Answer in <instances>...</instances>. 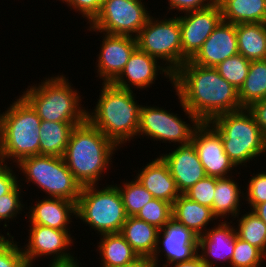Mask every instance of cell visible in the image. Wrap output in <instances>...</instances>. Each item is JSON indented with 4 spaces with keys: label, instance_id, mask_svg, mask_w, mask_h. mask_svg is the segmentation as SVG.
<instances>
[{
    "label": "cell",
    "instance_id": "6da1fadb",
    "mask_svg": "<svg viewBox=\"0 0 266 267\" xmlns=\"http://www.w3.org/2000/svg\"><path fill=\"white\" fill-rule=\"evenodd\" d=\"M173 88L183 105L201 122L243 109L238 90L214 67L186 61L173 74Z\"/></svg>",
    "mask_w": 266,
    "mask_h": 267
},
{
    "label": "cell",
    "instance_id": "7a4b0ae2",
    "mask_svg": "<svg viewBox=\"0 0 266 267\" xmlns=\"http://www.w3.org/2000/svg\"><path fill=\"white\" fill-rule=\"evenodd\" d=\"M118 147L86 120L73 128L63 159L81 186L97 185L113 165Z\"/></svg>",
    "mask_w": 266,
    "mask_h": 267
},
{
    "label": "cell",
    "instance_id": "3957f363",
    "mask_svg": "<svg viewBox=\"0 0 266 267\" xmlns=\"http://www.w3.org/2000/svg\"><path fill=\"white\" fill-rule=\"evenodd\" d=\"M101 85L96 106L91 111L87 110V120L123 148L127 141L137 138L143 104L137 102L134 91L113 84Z\"/></svg>",
    "mask_w": 266,
    "mask_h": 267
},
{
    "label": "cell",
    "instance_id": "277c9868",
    "mask_svg": "<svg viewBox=\"0 0 266 267\" xmlns=\"http://www.w3.org/2000/svg\"><path fill=\"white\" fill-rule=\"evenodd\" d=\"M59 75L44 77L38 85H29L21 96L32 106L41 120L83 123L87 120L88 108L81 104L82 95L72 87L73 84L66 75Z\"/></svg>",
    "mask_w": 266,
    "mask_h": 267
},
{
    "label": "cell",
    "instance_id": "5b68a950",
    "mask_svg": "<svg viewBox=\"0 0 266 267\" xmlns=\"http://www.w3.org/2000/svg\"><path fill=\"white\" fill-rule=\"evenodd\" d=\"M41 121L21 95L0 113V157L3 163L11 161L9 164L14 163V166L25 157L40 155Z\"/></svg>",
    "mask_w": 266,
    "mask_h": 267
},
{
    "label": "cell",
    "instance_id": "8992f818",
    "mask_svg": "<svg viewBox=\"0 0 266 267\" xmlns=\"http://www.w3.org/2000/svg\"><path fill=\"white\" fill-rule=\"evenodd\" d=\"M207 123L221 136L225 153L236 167L265 157L266 139L247 108L217 115Z\"/></svg>",
    "mask_w": 266,
    "mask_h": 267
},
{
    "label": "cell",
    "instance_id": "52a82bcc",
    "mask_svg": "<svg viewBox=\"0 0 266 267\" xmlns=\"http://www.w3.org/2000/svg\"><path fill=\"white\" fill-rule=\"evenodd\" d=\"M103 187L100 189L99 184L82 186L76 203V218L99 236L120 233L127 218L121 194L114 182Z\"/></svg>",
    "mask_w": 266,
    "mask_h": 267
},
{
    "label": "cell",
    "instance_id": "ba28073f",
    "mask_svg": "<svg viewBox=\"0 0 266 267\" xmlns=\"http://www.w3.org/2000/svg\"><path fill=\"white\" fill-rule=\"evenodd\" d=\"M15 168L24 176L26 185L34 184L45 197L62 198L69 201L77 200L82 186L74 178L63 157L53 155H35L21 159Z\"/></svg>",
    "mask_w": 266,
    "mask_h": 267
},
{
    "label": "cell",
    "instance_id": "9c48e42d",
    "mask_svg": "<svg viewBox=\"0 0 266 267\" xmlns=\"http://www.w3.org/2000/svg\"><path fill=\"white\" fill-rule=\"evenodd\" d=\"M159 20L150 16L136 36L137 47L158 59L174 74L182 66V45L177 14Z\"/></svg>",
    "mask_w": 266,
    "mask_h": 267
},
{
    "label": "cell",
    "instance_id": "30bf717a",
    "mask_svg": "<svg viewBox=\"0 0 266 267\" xmlns=\"http://www.w3.org/2000/svg\"><path fill=\"white\" fill-rule=\"evenodd\" d=\"M178 102L181 109L185 112L189 120L185 122L179 114H174L170 110L157 107L156 105H143L141 108L139 127L137 136L150 138L153 141H160L162 143L168 142L173 145H181L192 140L194 130L200 125V121L183 105L179 96Z\"/></svg>",
    "mask_w": 266,
    "mask_h": 267
},
{
    "label": "cell",
    "instance_id": "8fae6325",
    "mask_svg": "<svg viewBox=\"0 0 266 267\" xmlns=\"http://www.w3.org/2000/svg\"><path fill=\"white\" fill-rule=\"evenodd\" d=\"M143 0H104L90 32L136 37L151 16Z\"/></svg>",
    "mask_w": 266,
    "mask_h": 267
},
{
    "label": "cell",
    "instance_id": "7c38bea8",
    "mask_svg": "<svg viewBox=\"0 0 266 267\" xmlns=\"http://www.w3.org/2000/svg\"><path fill=\"white\" fill-rule=\"evenodd\" d=\"M28 227V242L22 246L28 267H34L38 257L44 255L49 256L51 260L48 266L52 267L82 264L69 250L75 240L70 230H58L39 224H29Z\"/></svg>",
    "mask_w": 266,
    "mask_h": 267
},
{
    "label": "cell",
    "instance_id": "4fadbf2b",
    "mask_svg": "<svg viewBox=\"0 0 266 267\" xmlns=\"http://www.w3.org/2000/svg\"><path fill=\"white\" fill-rule=\"evenodd\" d=\"M182 45V65L191 60L202 47L217 25L222 21V10L218 2L201 9L179 14Z\"/></svg>",
    "mask_w": 266,
    "mask_h": 267
},
{
    "label": "cell",
    "instance_id": "5bb4252c",
    "mask_svg": "<svg viewBox=\"0 0 266 267\" xmlns=\"http://www.w3.org/2000/svg\"><path fill=\"white\" fill-rule=\"evenodd\" d=\"M198 240L197 234L172 218L159 230L156 249L151 260L157 267L161 266L158 263L161 264L159 257H163V254L166 260L162 267L189 261L198 255Z\"/></svg>",
    "mask_w": 266,
    "mask_h": 267
},
{
    "label": "cell",
    "instance_id": "9a60e30c",
    "mask_svg": "<svg viewBox=\"0 0 266 267\" xmlns=\"http://www.w3.org/2000/svg\"><path fill=\"white\" fill-rule=\"evenodd\" d=\"M192 141L206 176H231L237 167L225 153L221 136L208 124L200 123L194 130Z\"/></svg>",
    "mask_w": 266,
    "mask_h": 267
},
{
    "label": "cell",
    "instance_id": "2e32d148",
    "mask_svg": "<svg viewBox=\"0 0 266 267\" xmlns=\"http://www.w3.org/2000/svg\"><path fill=\"white\" fill-rule=\"evenodd\" d=\"M160 74L169 79L168 81H171L170 83L173 85L172 72L158 59L137 47L127 61L124 70L112 84L124 90L133 91V87L135 90H146L153 86L152 84L158 80L157 77Z\"/></svg>",
    "mask_w": 266,
    "mask_h": 267
},
{
    "label": "cell",
    "instance_id": "e0dca14e",
    "mask_svg": "<svg viewBox=\"0 0 266 267\" xmlns=\"http://www.w3.org/2000/svg\"><path fill=\"white\" fill-rule=\"evenodd\" d=\"M102 41L96 62L98 77L103 84H112L124 70L127 61L137 48L136 37L101 33Z\"/></svg>",
    "mask_w": 266,
    "mask_h": 267
},
{
    "label": "cell",
    "instance_id": "ac0fdd59",
    "mask_svg": "<svg viewBox=\"0 0 266 267\" xmlns=\"http://www.w3.org/2000/svg\"><path fill=\"white\" fill-rule=\"evenodd\" d=\"M177 146L173 150L169 149L171 152H163L159 156L168 165L178 191L184 194L206 174L192 140Z\"/></svg>",
    "mask_w": 266,
    "mask_h": 267
},
{
    "label": "cell",
    "instance_id": "d6986e66",
    "mask_svg": "<svg viewBox=\"0 0 266 267\" xmlns=\"http://www.w3.org/2000/svg\"><path fill=\"white\" fill-rule=\"evenodd\" d=\"M213 223L214 227L212 226L210 229L209 226L205 233L199 236L198 255L207 267H218L216 266L217 261H220V263H226L227 261L231 265L237 238L236 229L232 224L233 221L225 220ZM212 259H215L213 260L215 262L211 261Z\"/></svg>",
    "mask_w": 266,
    "mask_h": 267
},
{
    "label": "cell",
    "instance_id": "ffe728a7",
    "mask_svg": "<svg viewBox=\"0 0 266 267\" xmlns=\"http://www.w3.org/2000/svg\"><path fill=\"white\" fill-rule=\"evenodd\" d=\"M238 53L236 25L221 21L190 61L196 65L215 68Z\"/></svg>",
    "mask_w": 266,
    "mask_h": 267
},
{
    "label": "cell",
    "instance_id": "44dd1931",
    "mask_svg": "<svg viewBox=\"0 0 266 267\" xmlns=\"http://www.w3.org/2000/svg\"><path fill=\"white\" fill-rule=\"evenodd\" d=\"M28 215L30 224H39L42 226L58 229L70 230L72 218L76 217V202L62 198L45 197L39 199L33 206H28Z\"/></svg>",
    "mask_w": 266,
    "mask_h": 267
},
{
    "label": "cell",
    "instance_id": "7402d4cb",
    "mask_svg": "<svg viewBox=\"0 0 266 267\" xmlns=\"http://www.w3.org/2000/svg\"><path fill=\"white\" fill-rule=\"evenodd\" d=\"M142 167L135 176L137 180L154 198L173 204L181 193L178 191L175 180L164 160L157 156Z\"/></svg>",
    "mask_w": 266,
    "mask_h": 267
},
{
    "label": "cell",
    "instance_id": "603a6c76",
    "mask_svg": "<svg viewBox=\"0 0 266 267\" xmlns=\"http://www.w3.org/2000/svg\"><path fill=\"white\" fill-rule=\"evenodd\" d=\"M233 176L217 178L211 209L215 218L219 219L218 221H220V218L223 221L225 219L228 221L230 216V218L236 220L235 218L242 214L240 206L241 199L244 200V191L241 189V185L239 186V183L235 181V176Z\"/></svg>",
    "mask_w": 266,
    "mask_h": 267
},
{
    "label": "cell",
    "instance_id": "cb8c5ba5",
    "mask_svg": "<svg viewBox=\"0 0 266 267\" xmlns=\"http://www.w3.org/2000/svg\"><path fill=\"white\" fill-rule=\"evenodd\" d=\"M172 218L198 236L205 233L209 223L217 220L210 207L194 202L185 194H180L173 202Z\"/></svg>",
    "mask_w": 266,
    "mask_h": 267
},
{
    "label": "cell",
    "instance_id": "d4e9b609",
    "mask_svg": "<svg viewBox=\"0 0 266 267\" xmlns=\"http://www.w3.org/2000/svg\"><path fill=\"white\" fill-rule=\"evenodd\" d=\"M139 257H152L159 229L135 216H127L120 232Z\"/></svg>",
    "mask_w": 266,
    "mask_h": 267
},
{
    "label": "cell",
    "instance_id": "484cf974",
    "mask_svg": "<svg viewBox=\"0 0 266 267\" xmlns=\"http://www.w3.org/2000/svg\"><path fill=\"white\" fill-rule=\"evenodd\" d=\"M99 237L96 250L101 267H123L139 258L121 233L103 234Z\"/></svg>",
    "mask_w": 266,
    "mask_h": 267
},
{
    "label": "cell",
    "instance_id": "4316f807",
    "mask_svg": "<svg viewBox=\"0 0 266 267\" xmlns=\"http://www.w3.org/2000/svg\"><path fill=\"white\" fill-rule=\"evenodd\" d=\"M238 52L249 61L266 60V23L236 24Z\"/></svg>",
    "mask_w": 266,
    "mask_h": 267
},
{
    "label": "cell",
    "instance_id": "83f0119b",
    "mask_svg": "<svg viewBox=\"0 0 266 267\" xmlns=\"http://www.w3.org/2000/svg\"><path fill=\"white\" fill-rule=\"evenodd\" d=\"M222 21L233 24L266 23L265 0H217Z\"/></svg>",
    "mask_w": 266,
    "mask_h": 267
},
{
    "label": "cell",
    "instance_id": "f1b7e54d",
    "mask_svg": "<svg viewBox=\"0 0 266 267\" xmlns=\"http://www.w3.org/2000/svg\"><path fill=\"white\" fill-rule=\"evenodd\" d=\"M81 123H60L42 120L40 155L63 157L73 128Z\"/></svg>",
    "mask_w": 266,
    "mask_h": 267
},
{
    "label": "cell",
    "instance_id": "f546056e",
    "mask_svg": "<svg viewBox=\"0 0 266 267\" xmlns=\"http://www.w3.org/2000/svg\"><path fill=\"white\" fill-rule=\"evenodd\" d=\"M242 108L266 98V60L251 61L248 75L238 90Z\"/></svg>",
    "mask_w": 266,
    "mask_h": 267
},
{
    "label": "cell",
    "instance_id": "4dcf8cb0",
    "mask_svg": "<svg viewBox=\"0 0 266 267\" xmlns=\"http://www.w3.org/2000/svg\"><path fill=\"white\" fill-rule=\"evenodd\" d=\"M237 237L251 245L259 248L266 255V224L257 216L255 212L249 210L236 217Z\"/></svg>",
    "mask_w": 266,
    "mask_h": 267
},
{
    "label": "cell",
    "instance_id": "1f68e13d",
    "mask_svg": "<svg viewBox=\"0 0 266 267\" xmlns=\"http://www.w3.org/2000/svg\"><path fill=\"white\" fill-rule=\"evenodd\" d=\"M123 185L115 184L121 194L124 209L127 216H136L137 213L154 197L153 195L134 177L127 180Z\"/></svg>",
    "mask_w": 266,
    "mask_h": 267
},
{
    "label": "cell",
    "instance_id": "d6a6232c",
    "mask_svg": "<svg viewBox=\"0 0 266 267\" xmlns=\"http://www.w3.org/2000/svg\"><path fill=\"white\" fill-rule=\"evenodd\" d=\"M250 62L251 61L238 53L227 58L215 68L225 80L239 90L248 75Z\"/></svg>",
    "mask_w": 266,
    "mask_h": 267
},
{
    "label": "cell",
    "instance_id": "836d02e7",
    "mask_svg": "<svg viewBox=\"0 0 266 267\" xmlns=\"http://www.w3.org/2000/svg\"><path fill=\"white\" fill-rule=\"evenodd\" d=\"M159 230L172 219V204L153 198L135 216Z\"/></svg>",
    "mask_w": 266,
    "mask_h": 267
},
{
    "label": "cell",
    "instance_id": "e575fe53",
    "mask_svg": "<svg viewBox=\"0 0 266 267\" xmlns=\"http://www.w3.org/2000/svg\"><path fill=\"white\" fill-rule=\"evenodd\" d=\"M21 178L19 179V183L7 194L0 196V224L4 223V228L6 229L11 220L17 219V215H20L21 211L28 210L27 204H23V198L21 193H25L22 191L25 183H21ZM8 220V221H6ZM10 220V221H9Z\"/></svg>",
    "mask_w": 266,
    "mask_h": 267
},
{
    "label": "cell",
    "instance_id": "d590c367",
    "mask_svg": "<svg viewBox=\"0 0 266 267\" xmlns=\"http://www.w3.org/2000/svg\"><path fill=\"white\" fill-rule=\"evenodd\" d=\"M263 259L266 255L259 248L237 237L229 267H261Z\"/></svg>",
    "mask_w": 266,
    "mask_h": 267
},
{
    "label": "cell",
    "instance_id": "8d00e7d4",
    "mask_svg": "<svg viewBox=\"0 0 266 267\" xmlns=\"http://www.w3.org/2000/svg\"><path fill=\"white\" fill-rule=\"evenodd\" d=\"M0 232V267H28L19 242L7 231ZM20 246V247H19Z\"/></svg>",
    "mask_w": 266,
    "mask_h": 267
},
{
    "label": "cell",
    "instance_id": "74e56055",
    "mask_svg": "<svg viewBox=\"0 0 266 267\" xmlns=\"http://www.w3.org/2000/svg\"><path fill=\"white\" fill-rule=\"evenodd\" d=\"M247 187L243 189L244 201L249 204V208L253 210L258 204L266 202V171H260L257 174H251Z\"/></svg>",
    "mask_w": 266,
    "mask_h": 267
},
{
    "label": "cell",
    "instance_id": "f35d334b",
    "mask_svg": "<svg viewBox=\"0 0 266 267\" xmlns=\"http://www.w3.org/2000/svg\"><path fill=\"white\" fill-rule=\"evenodd\" d=\"M216 181V177L205 176L189 188L184 194L194 202H198L201 205L212 208Z\"/></svg>",
    "mask_w": 266,
    "mask_h": 267
},
{
    "label": "cell",
    "instance_id": "ab89813d",
    "mask_svg": "<svg viewBox=\"0 0 266 267\" xmlns=\"http://www.w3.org/2000/svg\"><path fill=\"white\" fill-rule=\"evenodd\" d=\"M67 4V7L82 15L87 19V24H90L95 17L100 13L102 0H59Z\"/></svg>",
    "mask_w": 266,
    "mask_h": 267
},
{
    "label": "cell",
    "instance_id": "60d3db41",
    "mask_svg": "<svg viewBox=\"0 0 266 267\" xmlns=\"http://www.w3.org/2000/svg\"><path fill=\"white\" fill-rule=\"evenodd\" d=\"M217 0H168V14L170 11L177 10L180 14L195 11V10H201L204 8H207L214 3H216Z\"/></svg>",
    "mask_w": 266,
    "mask_h": 267
},
{
    "label": "cell",
    "instance_id": "b9f144b4",
    "mask_svg": "<svg viewBox=\"0 0 266 267\" xmlns=\"http://www.w3.org/2000/svg\"><path fill=\"white\" fill-rule=\"evenodd\" d=\"M13 169L8 163L0 166V196L9 193L19 183V175L16 176Z\"/></svg>",
    "mask_w": 266,
    "mask_h": 267
},
{
    "label": "cell",
    "instance_id": "7bdbcfd3",
    "mask_svg": "<svg viewBox=\"0 0 266 267\" xmlns=\"http://www.w3.org/2000/svg\"><path fill=\"white\" fill-rule=\"evenodd\" d=\"M247 109L253 114L263 137L266 139V98L253 103Z\"/></svg>",
    "mask_w": 266,
    "mask_h": 267
},
{
    "label": "cell",
    "instance_id": "ee69618b",
    "mask_svg": "<svg viewBox=\"0 0 266 267\" xmlns=\"http://www.w3.org/2000/svg\"><path fill=\"white\" fill-rule=\"evenodd\" d=\"M165 267H207L201 260L200 256L197 255L189 261L176 262Z\"/></svg>",
    "mask_w": 266,
    "mask_h": 267
},
{
    "label": "cell",
    "instance_id": "f6af8a7d",
    "mask_svg": "<svg viewBox=\"0 0 266 267\" xmlns=\"http://www.w3.org/2000/svg\"><path fill=\"white\" fill-rule=\"evenodd\" d=\"M123 267H157L150 257H139Z\"/></svg>",
    "mask_w": 266,
    "mask_h": 267
},
{
    "label": "cell",
    "instance_id": "bcb514c9",
    "mask_svg": "<svg viewBox=\"0 0 266 267\" xmlns=\"http://www.w3.org/2000/svg\"><path fill=\"white\" fill-rule=\"evenodd\" d=\"M252 211L266 224V202L258 204Z\"/></svg>",
    "mask_w": 266,
    "mask_h": 267
},
{
    "label": "cell",
    "instance_id": "7dc6e473",
    "mask_svg": "<svg viewBox=\"0 0 266 267\" xmlns=\"http://www.w3.org/2000/svg\"><path fill=\"white\" fill-rule=\"evenodd\" d=\"M47 267H52V266H47ZM56 267H81L80 264H76V265H73V266H56Z\"/></svg>",
    "mask_w": 266,
    "mask_h": 267
},
{
    "label": "cell",
    "instance_id": "c3c4849f",
    "mask_svg": "<svg viewBox=\"0 0 266 267\" xmlns=\"http://www.w3.org/2000/svg\"><path fill=\"white\" fill-rule=\"evenodd\" d=\"M3 164V161L1 160V157H0V166Z\"/></svg>",
    "mask_w": 266,
    "mask_h": 267
}]
</instances>
